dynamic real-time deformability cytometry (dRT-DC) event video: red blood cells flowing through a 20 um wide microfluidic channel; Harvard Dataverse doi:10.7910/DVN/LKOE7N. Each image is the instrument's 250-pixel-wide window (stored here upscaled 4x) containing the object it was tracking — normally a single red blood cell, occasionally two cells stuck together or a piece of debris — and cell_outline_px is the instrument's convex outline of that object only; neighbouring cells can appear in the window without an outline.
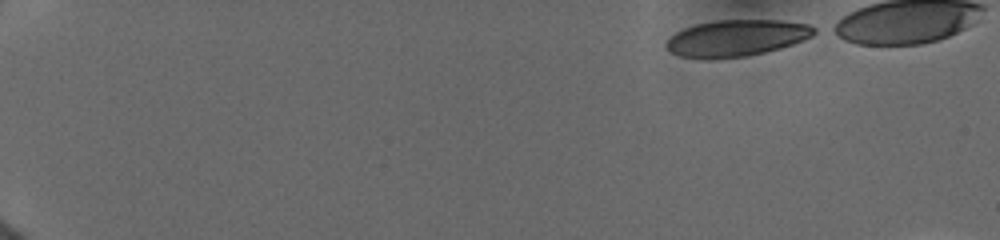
{"species": "human", "species_latin": "Homo sapiens", "temperature_condition": "cold", "stored_images_in_passage": 10, "camera_frame_rate_fps": 3000, "um_per_image_px": 0.085, "donor": {"sex": "female"}, "frame": {"image": 1, "passage_image": 1, "time_ms": 0.0, "image_size_px": [1000, 240], "cell_outline_px": [[820, 32], [812, 36], [792, 44], [780, 48], [764, 52], [744, 56], [680, 56], [672, 52], [664, 44], [676, 32], [684, 28], [696, 24], [716, 20], [784, 20], [808, 24], [816, 28]], "centroid_in_image_um": [62.69, 3.18], "position_along_channel_um": 22.3, "area_um2": 30.63}}
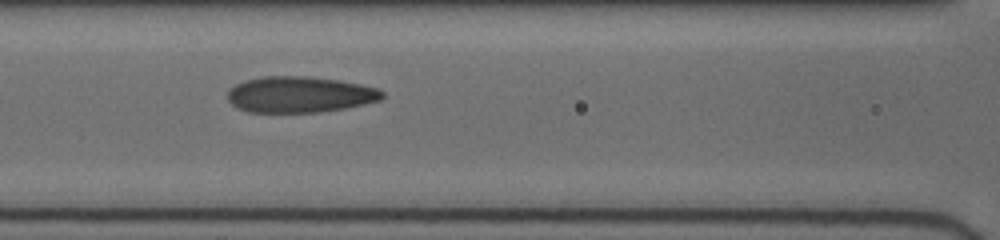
{"frame": {"image": 2, "passage_image": 7, "time_ms": 6.667, "image_size_px": [1000, 240], "cell_outline_px": [[384, 96], [380, 100], [344, 108], [320, 112], [248, 112], [232, 104], [228, 100], [228, 92], [236, 84], [244, 80], [264, 76], [308, 76], [340, 80], [360, 84], [376, 88], [384, 92]], "centroid_in_image_um": [25.48, 8.02], "position_along_channel_um": 141.1, "area_um2": 32.37}}
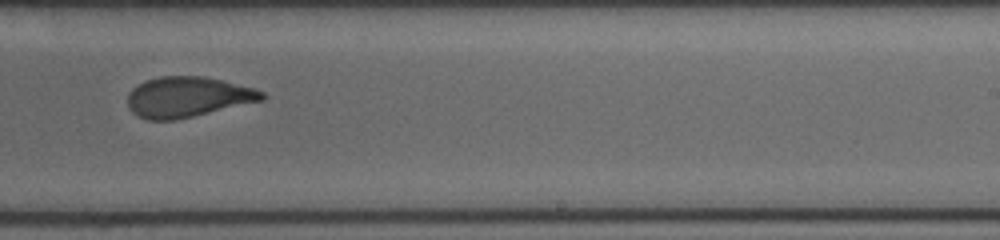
{"frame": {"image": 3, "passage_image": 10, "time_ms": 10.0, "image_size_px": [1000, 240], "cell_outline_px": [[268, 96], [264, 100], [176, 120], [148, 120], [136, 116], [128, 108], [128, 92], [132, 88], [148, 80], [160, 76], [204, 76], [256, 88], [264, 92]], "centroid_in_image_um": [15.97, 8.25], "position_along_channel_um": 273.0, "area_um2": 31.79}}